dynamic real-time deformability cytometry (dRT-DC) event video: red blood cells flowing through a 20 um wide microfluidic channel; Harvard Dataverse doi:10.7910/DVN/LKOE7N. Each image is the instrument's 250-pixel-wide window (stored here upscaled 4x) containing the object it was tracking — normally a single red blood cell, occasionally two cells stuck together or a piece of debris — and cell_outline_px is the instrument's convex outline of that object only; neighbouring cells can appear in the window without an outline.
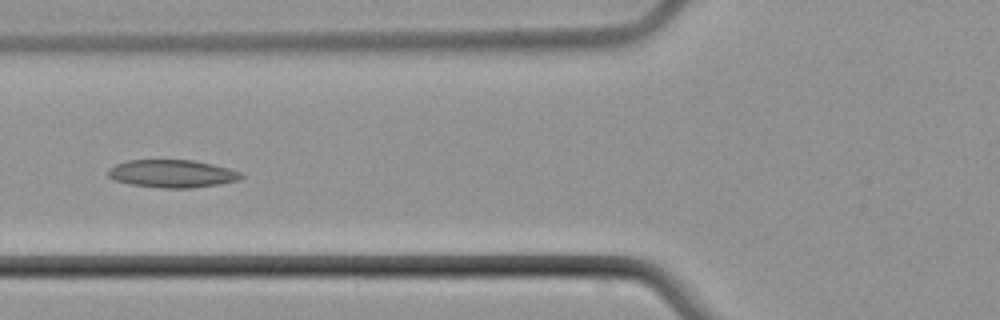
{"species": "common noctule bat (a hibernating species)", "species_latin": "Nyctalus noctula", "temperature_condition": "cold", "stored_images_in_passage": 7, "camera_frame_rate_fps": 3000, "um_per_image_px": 0.085, "animal": {"sex": "male", "body_mass_g": 21.5, "forearm_length_mm": 52.0}, "frame": {"image": 1, "passage_image": 5, "time_ms": 4.667, "image_size_px": [1000, 320], "cell_outline_px": [[244, 176], [236, 180], [220, 184], [192, 188], [160, 188], [132, 184], [112, 180], [108, 176], [108, 172], [116, 164], [128, 160], [196, 160], [228, 168], [240, 172]], "centroid_in_image_um": [14.63, 14.76], "position_along_channel_um": 111.2, "area_um2": 21.44}}
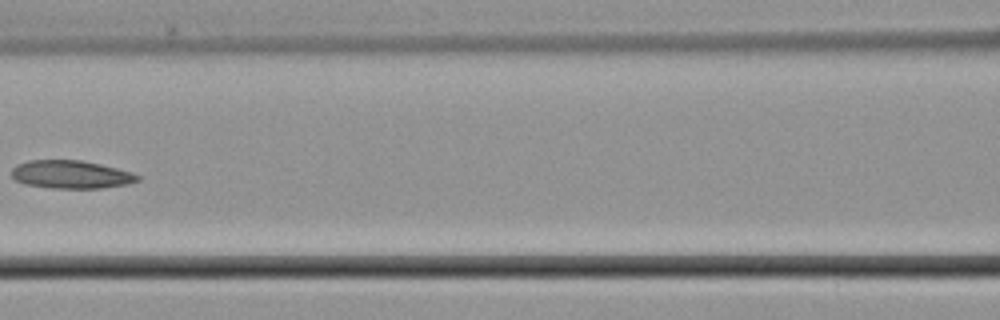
{"frame": {"image": 2, "passage_image": 6, "time_ms": 6.0, "image_size_px": [1000, 320], "cell_outline_px": [[140, 180], [128, 184], [104, 188], [52, 188], [24, 184], [16, 180], [12, 176], [12, 168], [16, 164], [28, 160], [80, 160], [100, 164], [132, 172], [140, 176]], "centroid_in_image_um": [6.04, 14.83], "position_along_channel_um": 160.6, "area_um2": 20.69}}
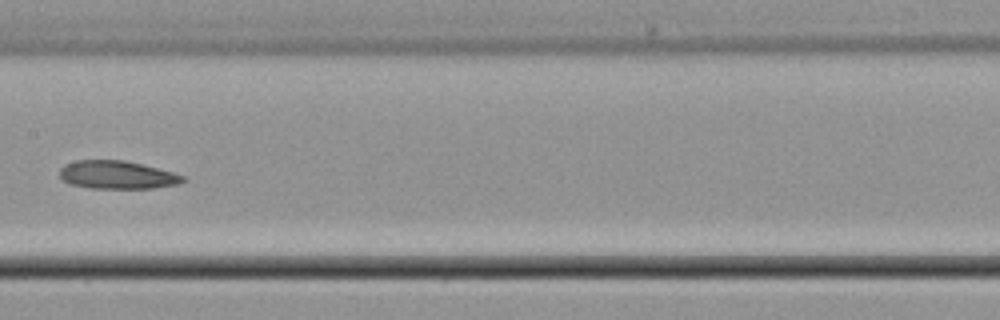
{"frame": {"image": 3, "passage_image": 7, "time_ms": 7.0, "image_size_px": [1000, 320], "cell_outline_px": [[188, 180], [180, 184], [152, 188], [92, 188], [68, 184], [60, 176], [60, 168], [64, 164], [76, 160], [124, 160], [172, 172], [184, 176]], "centroid_in_image_um": [9.95, 14.87], "position_along_channel_um": 197.4, "area_um2": 20.17}}